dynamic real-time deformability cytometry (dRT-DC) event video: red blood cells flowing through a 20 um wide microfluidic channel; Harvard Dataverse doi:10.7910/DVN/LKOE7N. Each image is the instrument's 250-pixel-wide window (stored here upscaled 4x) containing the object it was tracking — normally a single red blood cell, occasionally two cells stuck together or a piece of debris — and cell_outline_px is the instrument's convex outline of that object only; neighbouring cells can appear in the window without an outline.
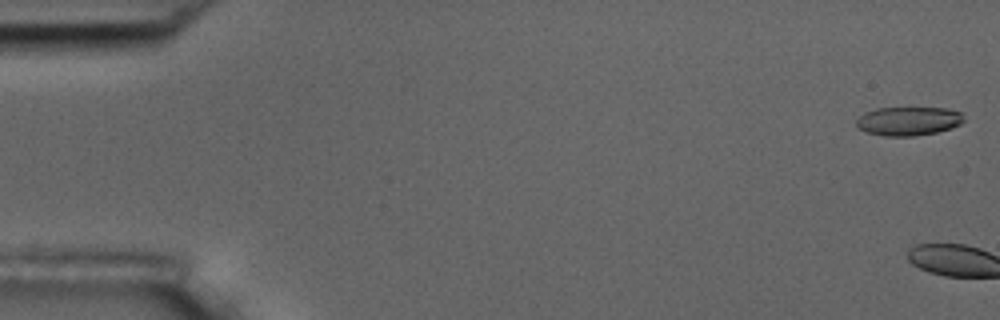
{"species": "common noctule bat (a hibernating species)", "species_latin": "Nyctalus noctula", "temperature_condition": "room temperature", "stored_images_in_passage": 3, "camera_frame_rate_fps": 3000, "um_per_image_px": 0.085, "animal": {"sex": "male", "body_mass_g": 17.5, "forearm_length_mm": 52.3}, "frame": {"image": 1, "passage_image": 1, "time_ms": 0.0, "image_size_px": [1000, 320], "cell_outline_px": [[964, 120], [960, 124], [952, 128], [936, 132], [912, 136], [884, 136], [868, 132], [860, 128], [856, 124], [856, 120], [864, 112], [876, 108], [948, 108], [960, 112]], "centroid_in_image_um": [77.22, 10.28], "position_along_channel_um": 7.8, "area_um2": 17.92}}